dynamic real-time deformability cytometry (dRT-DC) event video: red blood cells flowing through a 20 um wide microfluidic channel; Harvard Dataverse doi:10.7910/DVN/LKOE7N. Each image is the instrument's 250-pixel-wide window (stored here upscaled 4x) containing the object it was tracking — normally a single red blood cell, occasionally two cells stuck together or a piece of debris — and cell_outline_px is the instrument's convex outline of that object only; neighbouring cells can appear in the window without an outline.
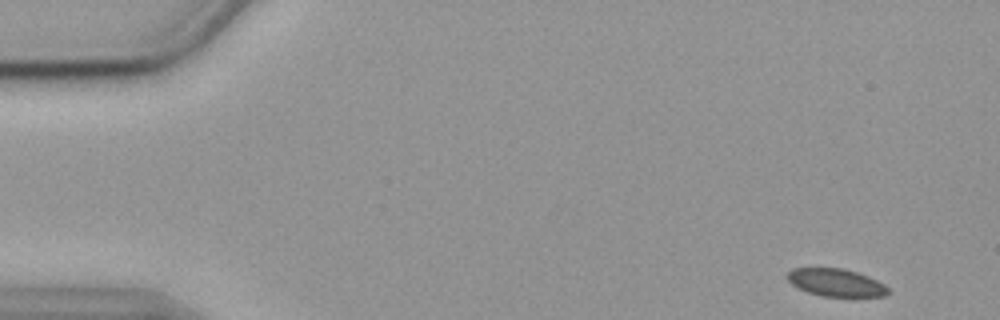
{"species": "common noctule bat (a hibernating species)", "species_latin": "Nyctalus noctula", "temperature_condition": "cold", "stored_images_in_passage": 54, "camera_frame_rate_fps": 3000, "um_per_image_px": 0.085, "animal": {"sex": "female", "body_mass_g": 19.9}, "frame": {"image": 1, "passage_image": 1, "time_ms": 0.0, "image_size_px": [1000, 320], "cell_outline_px": [[888, 292], [884, 296], [820, 296], [808, 292], [792, 284], [784, 276], [792, 268], [844, 268], [868, 276], [884, 284], [888, 288]], "centroid_in_image_um": [71.02, 24.0], "position_along_channel_um": 14.0, "area_um2": 16.13}}
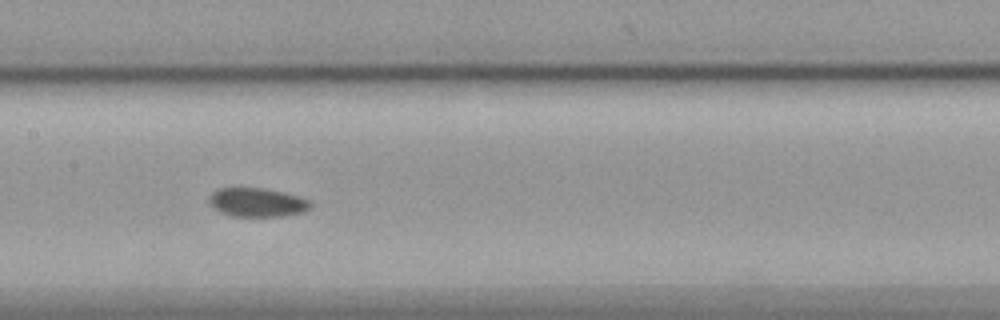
{"frame": {"image": 2, "passage_image": 25, "time_ms": 8.0, "image_size_px": [1000, 320], "cell_outline_px": [[312, 204], [304, 212], [284, 216], [232, 216], [220, 212], [212, 208], [208, 200], [208, 196], [212, 192], [220, 188], [264, 188], [284, 192], [300, 196], [312, 200]], "centroid_in_image_um": [21.86, 17.2], "position_along_channel_um": 185.5, "area_um2": 17.28}}
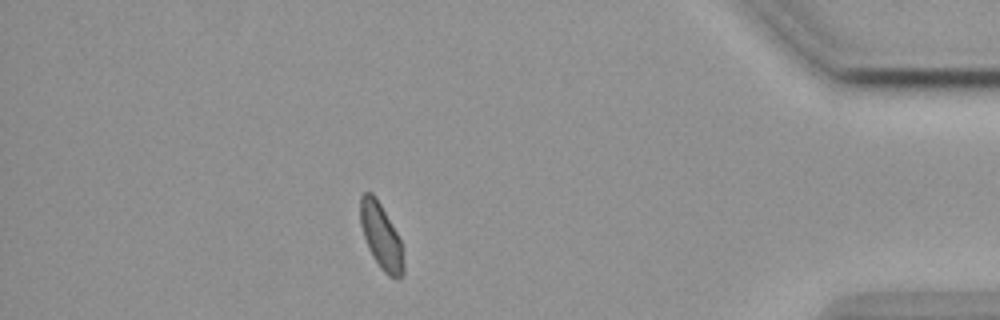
{"frame": {"image": 3, "passage_image": 47, "time_ms": 15.333, "image_size_px": [1000, 320], "cell_outline_px": [[404, 272], [396, 280], [388, 276], [380, 268], [372, 256], [368, 248], [360, 224], [360, 196], [364, 192], [372, 192], [376, 196], [396, 232], [400, 240], [404, 264]], "centroid_in_image_um": [32.38, 20.09], "position_along_channel_um": 402.8, "area_um2": 16.47}}